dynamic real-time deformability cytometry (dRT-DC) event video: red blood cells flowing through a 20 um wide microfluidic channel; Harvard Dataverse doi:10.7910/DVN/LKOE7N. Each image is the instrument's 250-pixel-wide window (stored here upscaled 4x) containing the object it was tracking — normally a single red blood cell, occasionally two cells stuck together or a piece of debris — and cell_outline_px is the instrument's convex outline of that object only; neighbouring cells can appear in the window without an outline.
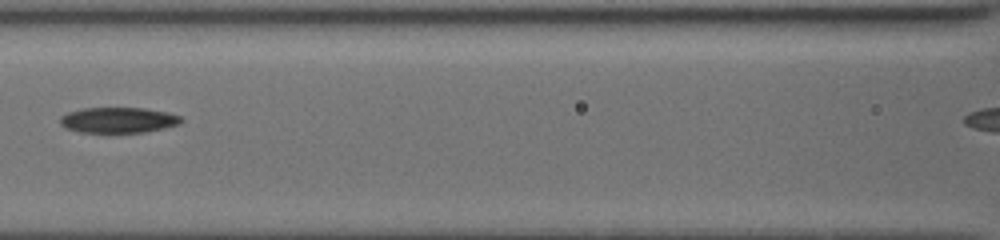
{"species": "common noctule bat (a hibernating species)", "species_latin": "Nyctalus noctula", "temperature_condition": "cold", "stored_images_in_passage": 9, "segment_of_instrument_passage": [1, 2], "camera_frame_rate_fps": 3000, "um_per_image_px": 0.085, "animal": {"sex": "female", "body_mass_g": 19.5, "forearm_length_mm": 54.1}, "frame": {"image": 1, "passage_image": 3, "time_ms": 2.333, "image_size_px": [1000, 240], "cell_outline_px": [[184, 120], [180, 124], [164, 128], [144, 132], [80, 132], [68, 128], [60, 124], [60, 116], [68, 112], [80, 108], [144, 108], [168, 112], [180, 116]], "centroid_in_image_um": [10.07, 10.2], "position_along_channel_um": 156.5, "area_um2": 18.03}}
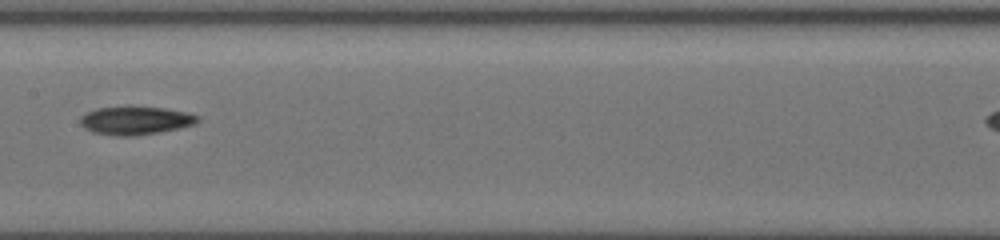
{"frame": {"image": 2, "passage_image": 4, "time_ms": 3.333, "image_size_px": [1000, 240], "cell_outline_px": [[200, 120], [196, 124], [180, 128], [160, 132], [132, 136], [116, 136], [92, 132], [84, 128], [80, 124], [80, 116], [96, 108], [128, 104], [132, 104], [164, 108], [188, 112], [200, 116]], "centroid_in_image_um": [11.52, 10.2], "position_along_channel_um": 195.9, "area_um2": 20.17}}
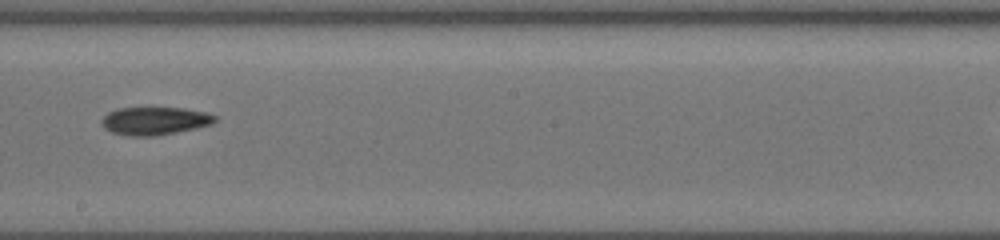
{"frame": {"image": 3, "passage_image": 6, "time_ms": 4.333, "image_size_px": [1000, 240], "cell_outline_px": [[216, 120], [212, 124], [196, 128], [152, 136], [128, 136], [112, 132], [104, 128], [100, 120], [108, 112], [120, 108], [184, 108], [204, 112], [216, 116]], "centroid_in_image_um": [13.13, 10.27], "position_along_channel_um": 235.1, "area_um2": 18.26}}